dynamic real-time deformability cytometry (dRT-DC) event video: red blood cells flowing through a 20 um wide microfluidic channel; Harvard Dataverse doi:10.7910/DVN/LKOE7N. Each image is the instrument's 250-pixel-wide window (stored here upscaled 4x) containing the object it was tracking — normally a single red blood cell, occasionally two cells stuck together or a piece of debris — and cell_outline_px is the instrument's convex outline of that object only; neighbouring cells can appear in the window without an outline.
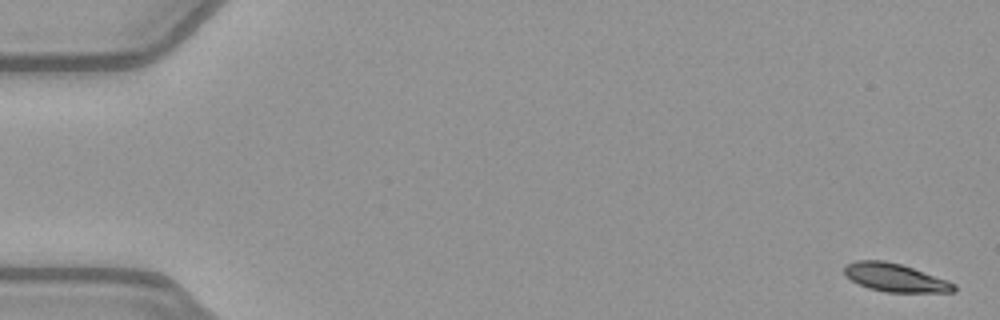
{"species": "common noctule bat (a hibernating species)", "species_latin": "Nyctalus noctula", "temperature_condition": "warm", "stored_images_in_passage": 40, "camera_frame_rate_fps": 3000, "um_per_image_px": 0.085, "animal": {"sex": "female", "body_mass_g": 21.9}, "frame": {"image": 1, "passage_image": 1, "time_ms": 0.0, "image_size_px": [1000, 320], "cell_outline_px": [[956, 292], [884, 292], [868, 288], [844, 276], [844, 268], [848, 264], [856, 260], [884, 260], [900, 264], [948, 280], [956, 284]], "centroid_in_image_um": [76.1, 23.6], "position_along_channel_um": 8.9, "area_um2": 17.98}}
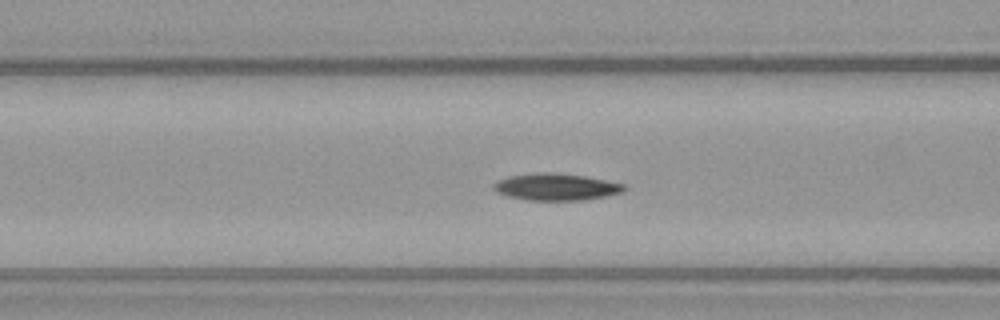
{"frame": {"image": 2, "passage_image": 21, "time_ms": 6.667, "image_size_px": [1000, 320], "cell_outline_px": [[624, 192], [584, 200], [528, 200], [508, 196], [496, 192], [492, 188], [492, 184], [496, 180], [508, 176], [540, 172], [548, 172], [584, 176], [624, 184]], "centroid_in_image_um": [47.2, 15.89], "position_along_channel_um": 119.4, "area_um2": 20.35}}
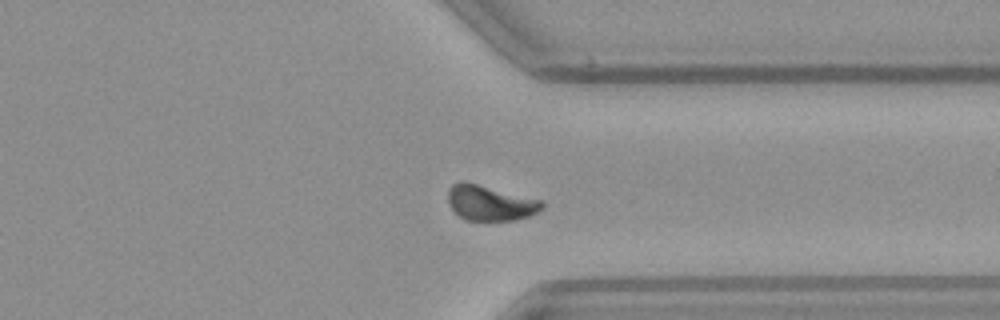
{"frame": {"image": 3, "passage_image": 40, "time_ms": 13.0, "image_size_px": [1000, 320], "cell_outline_px": [[544, 208], [540, 212], [528, 216], [512, 220], [468, 220], [460, 216], [448, 204], [448, 188], [452, 184], [460, 180], [464, 180], [544, 200]], "centroid_in_image_um": [41.69, 17.22], "position_along_channel_um": 369.7, "area_um2": 19.65}, "authors_computed_cell_mechanics": {"area_um2": 19.7098, "velocity_mm_per_s": 3.9724, "shape_relaxation_time_tau1_ms": 8.4331, "shape_relaxation_time_tau2_ms": 2.3181, "deformation_change_tau1": 0.208, "deformation_change_tau2": 0.0626}}